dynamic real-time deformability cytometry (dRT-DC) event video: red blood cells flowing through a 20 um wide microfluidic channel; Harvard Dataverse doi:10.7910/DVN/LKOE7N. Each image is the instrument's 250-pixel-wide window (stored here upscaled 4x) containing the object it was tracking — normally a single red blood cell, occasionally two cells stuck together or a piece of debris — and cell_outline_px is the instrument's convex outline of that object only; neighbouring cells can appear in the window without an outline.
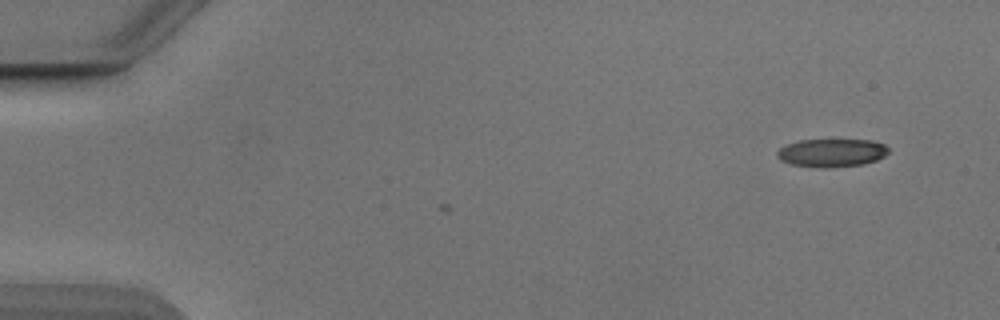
{"species": "Egyptian fruit bat (a non-hibernating species)", "species_latin": "Rousettus aegyptiacus", "temperature_condition": "cold", "stored_images_in_passage": 7, "camera_frame_rate_fps": 3000, "um_per_image_px": 0.085, "animal": {"sex": "male"}, "frame": {"image": 1, "passage_image": 7, "time_ms": 2.0, "image_size_px": [1000, 320], "cell_outline_px": [[888, 152], [884, 156], [876, 160], [860, 164], [828, 168], [820, 168], [792, 164], [780, 160], [776, 156], [776, 152], [780, 148], [788, 144], [800, 140], [872, 140], [884, 144], [888, 148]], "centroid_in_image_um": [70.68, 12.99], "position_along_channel_um": 14.3, "area_um2": 18.15}}